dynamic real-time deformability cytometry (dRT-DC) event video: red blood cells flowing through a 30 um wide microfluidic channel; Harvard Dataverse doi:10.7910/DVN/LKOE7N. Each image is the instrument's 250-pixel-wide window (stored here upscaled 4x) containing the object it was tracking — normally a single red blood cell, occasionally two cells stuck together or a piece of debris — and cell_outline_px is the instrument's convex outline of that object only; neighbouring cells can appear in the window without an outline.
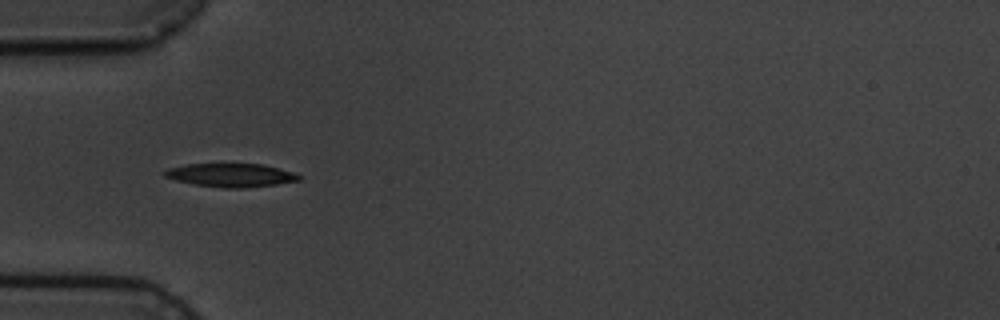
{"species": "common noctule bat (a hibernating species)", "species_latin": "Nyctalus noctula", "temperature_condition": "cold", "stored_images_in_passage": 5, "camera_frame_rate_fps": 3000, "um_per_image_px": 0.085, "animal": {"sex": "male", "body_mass_g": 19.5, "forearm_length_mm": 54.6}, "frame": {"image": 1, "passage_image": 4, "time_ms": 3.333, "image_size_px": [1000, 320], "cell_outline_px": [[304, 176], [300, 180], [276, 184], [244, 188], [224, 188], [192, 184], [176, 180], [164, 176], [164, 172], [168, 168], [184, 164], [264, 164], [292, 172]], "centroid_in_image_um": [19.63, 14.89], "position_along_channel_um": 65.4, "area_um2": 18.38}}
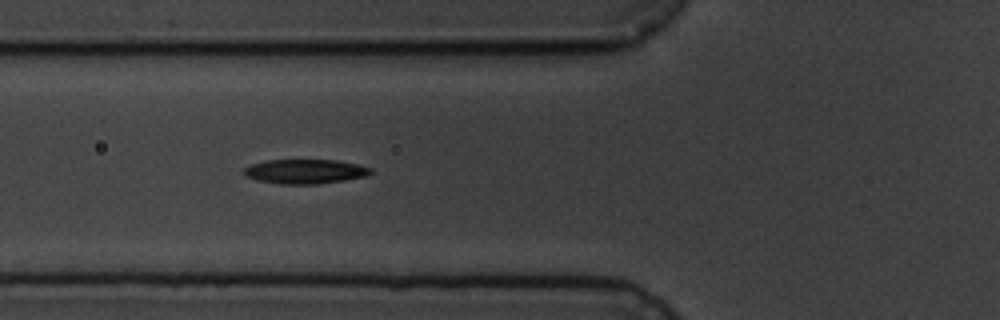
{"frame": {"image": 2, "passage_image": 5, "time_ms": 4.333, "image_size_px": [1000, 320], "cell_outline_px": [[372, 172], [364, 176], [344, 180], [316, 184], [280, 184], [256, 180], [244, 176], [240, 172], [244, 168], [252, 164], [268, 160], [336, 160], [356, 164], [372, 168]], "centroid_in_image_um": [25.86, 14.57], "position_along_channel_um": 99.9, "area_um2": 18.03}}